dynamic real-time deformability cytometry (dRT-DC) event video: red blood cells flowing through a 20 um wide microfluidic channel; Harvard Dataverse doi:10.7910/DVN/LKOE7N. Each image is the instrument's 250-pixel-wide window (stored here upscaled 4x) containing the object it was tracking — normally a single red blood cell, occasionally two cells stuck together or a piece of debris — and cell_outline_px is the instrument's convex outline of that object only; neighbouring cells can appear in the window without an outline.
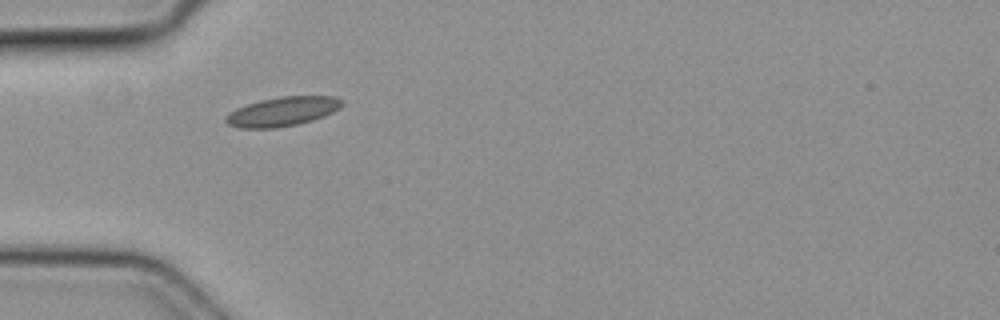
{"species": "common noctule bat (a hibernating species)", "species_latin": "Nyctalus noctula", "temperature_condition": "cold", "stored_images_in_passage": 1, "camera_frame_rate_fps": 3000, "um_per_image_px": 0.085, "animal": {"sex": "female", "body_mass_g": 19.3, "forearm_length_mm": 54.1}, "frame": {"image": 1, "passage_image": 1, "time_ms": 0.0, "image_size_px": [1000, 320], "cell_outline_px": [[344, 104], [340, 108], [324, 116], [312, 120], [296, 124], [276, 128], [240, 128], [228, 124], [224, 120], [224, 116], [228, 112], [236, 108], [260, 100], [280, 96], [336, 96], [344, 100]], "centroid_in_image_um": [24.01, 9.47], "position_along_channel_um": 61.0, "area_um2": 19.94}}